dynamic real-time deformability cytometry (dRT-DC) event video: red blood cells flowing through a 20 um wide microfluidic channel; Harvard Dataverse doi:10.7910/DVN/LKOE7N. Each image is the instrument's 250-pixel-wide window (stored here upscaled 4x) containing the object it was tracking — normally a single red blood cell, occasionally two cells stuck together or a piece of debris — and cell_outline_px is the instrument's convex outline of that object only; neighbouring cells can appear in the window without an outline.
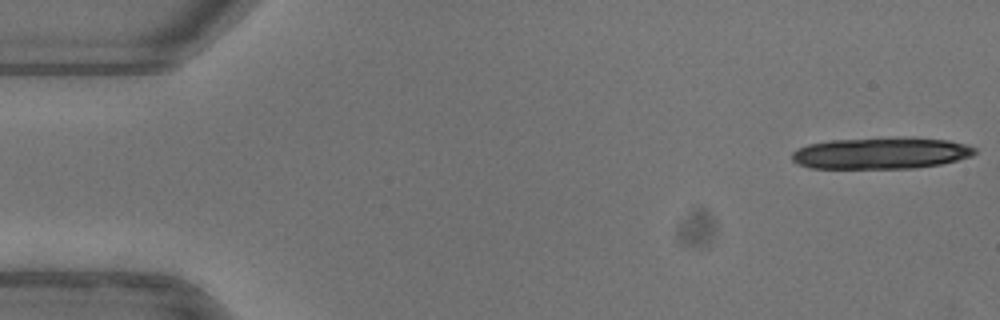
{"species": "common noctule bat (a hibernating species)", "species_latin": "Nyctalus noctula", "temperature_condition": "warm", "stored_images_in_passage": 17, "camera_frame_rate_fps": 3000, "um_per_image_px": 0.085, "animal": {"sex": "female"}, "frame": {"image": 1, "passage_image": 1, "time_ms": 0.0, "image_size_px": [1000, 320], "cell_outline_px": [[976, 152], [972, 156], [940, 164], [916, 168], [808, 168], [796, 164], [792, 160], [792, 152], [796, 148], [808, 144], [828, 140], [912, 136], [948, 140], [964, 144], [976, 148]], "centroid_in_image_um": [74.86, 13.0], "position_along_channel_um": 10.1, "area_um2": 34.16}}